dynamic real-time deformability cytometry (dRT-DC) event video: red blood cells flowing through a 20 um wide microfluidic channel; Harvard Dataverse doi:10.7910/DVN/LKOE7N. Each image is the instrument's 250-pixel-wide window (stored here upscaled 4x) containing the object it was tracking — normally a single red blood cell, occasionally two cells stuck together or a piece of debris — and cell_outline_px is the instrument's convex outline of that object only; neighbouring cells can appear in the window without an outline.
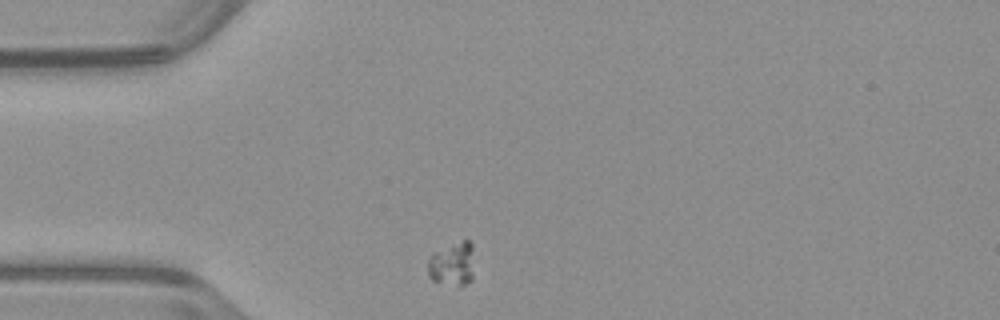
{"species": "common noctule bat (a hibernating species)", "species_latin": "Nyctalus noctula", "temperature_condition": "warm", "stored_images_in_passage": 35, "camera_frame_rate_fps": 3000, "um_per_image_px": 0.085, "animal": {"sex": "male", "body_mass_g": 23.1, "forearm_length_mm": 52.7}, "frame": {"image": 1, "passage_image": 1, "time_ms": 0.0, "image_size_px": [1000, 320], "cell_outline_px": [[472, 280], [464, 284], [460, 284], [432, 280], [428, 276], [428, 260], [432, 252], [452, 244], [464, 240], [468, 240], [472, 244]], "centroid_in_image_um": [38.42, 22.4], "position_along_channel_um": 46.6, "area_um2": 11.44}}
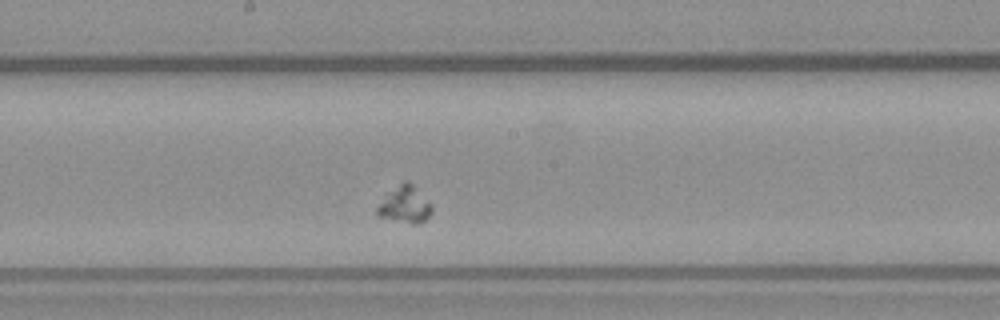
{"frame": {"image": 2, "passage_image": 16, "time_ms": 5.0, "image_size_px": [1000, 320], "cell_outline_px": [[432, 212], [420, 224], [412, 224], [376, 216], [376, 208], [384, 192], [404, 180], [408, 180], [432, 204]], "centroid_in_image_um": [34.36, 17.37], "position_along_channel_um": 213.8, "area_um2": 12.14}}
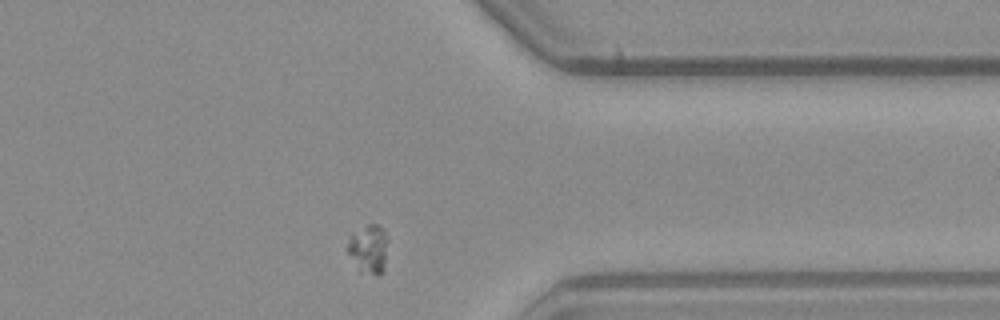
{"frame": {"image": 3, "passage_image": 30, "time_ms": 9.667, "image_size_px": [1000, 320], "cell_outline_px": [[388, 240], [384, 272], [380, 276], [372, 272], [348, 252], [348, 236], [368, 224], [380, 224], [384, 228]], "centroid_in_image_um": [31.44, 21.02], "position_along_channel_um": 380.0, "area_um2": 10.64}}